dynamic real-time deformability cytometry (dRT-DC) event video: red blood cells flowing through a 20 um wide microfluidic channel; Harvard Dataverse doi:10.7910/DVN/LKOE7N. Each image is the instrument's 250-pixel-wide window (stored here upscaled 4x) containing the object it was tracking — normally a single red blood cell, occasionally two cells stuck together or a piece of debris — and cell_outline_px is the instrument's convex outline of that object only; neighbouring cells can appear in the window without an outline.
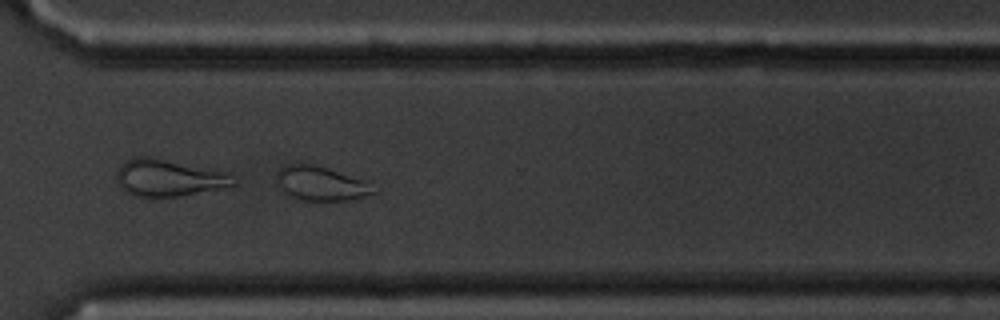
{"species": "common noctule bat (a hibernating species)", "species_latin": "Nyctalus noctula", "temperature_condition": "cold", "stored_images_in_passage": 53, "camera_frame_rate_fps": 3000, "um_per_image_px": 0.085, "animal": {"sex": "male", "body_mass_g": 20.1, "forearm_length_mm": 53.5}, "frame": {"image": 1, "passage_image": 38, "time_ms": 12.333, "image_size_px": [1000, 320], "cell_outline_px": [[380, 192], [352, 200], [304, 200], [292, 196], [280, 188], [276, 184], [276, 172], [284, 164], [296, 160], [328, 168], [372, 180]], "centroid_in_image_um": [27.36, 15.55], "position_along_channel_um": 343.2, "area_um2": 20.46}}